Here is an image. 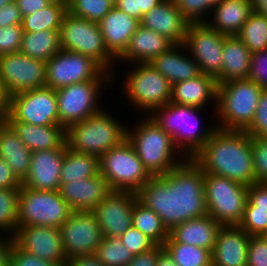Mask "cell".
Instances as JSON below:
<instances>
[{
    "mask_svg": "<svg viewBox=\"0 0 267 266\" xmlns=\"http://www.w3.org/2000/svg\"><path fill=\"white\" fill-rule=\"evenodd\" d=\"M105 69L93 58L60 49L46 62V87L58 89L67 85L97 79Z\"/></svg>",
    "mask_w": 267,
    "mask_h": 266,
    "instance_id": "cell-16",
    "label": "cell"
},
{
    "mask_svg": "<svg viewBox=\"0 0 267 266\" xmlns=\"http://www.w3.org/2000/svg\"><path fill=\"white\" fill-rule=\"evenodd\" d=\"M177 8L189 23H202L208 20L212 5L203 0H174ZM207 18V19H206Z\"/></svg>",
    "mask_w": 267,
    "mask_h": 266,
    "instance_id": "cell-43",
    "label": "cell"
},
{
    "mask_svg": "<svg viewBox=\"0 0 267 266\" xmlns=\"http://www.w3.org/2000/svg\"><path fill=\"white\" fill-rule=\"evenodd\" d=\"M32 151L22 142L14 129L0 122V157L22 183L29 174Z\"/></svg>",
    "mask_w": 267,
    "mask_h": 266,
    "instance_id": "cell-30",
    "label": "cell"
},
{
    "mask_svg": "<svg viewBox=\"0 0 267 266\" xmlns=\"http://www.w3.org/2000/svg\"><path fill=\"white\" fill-rule=\"evenodd\" d=\"M14 0H0V8L4 5H7L11 2H13Z\"/></svg>",
    "mask_w": 267,
    "mask_h": 266,
    "instance_id": "cell-63",
    "label": "cell"
},
{
    "mask_svg": "<svg viewBox=\"0 0 267 266\" xmlns=\"http://www.w3.org/2000/svg\"><path fill=\"white\" fill-rule=\"evenodd\" d=\"M252 12V0H223L212 7L206 23L226 36L237 35Z\"/></svg>",
    "mask_w": 267,
    "mask_h": 266,
    "instance_id": "cell-29",
    "label": "cell"
},
{
    "mask_svg": "<svg viewBox=\"0 0 267 266\" xmlns=\"http://www.w3.org/2000/svg\"><path fill=\"white\" fill-rule=\"evenodd\" d=\"M247 266H267V235L250 236Z\"/></svg>",
    "mask_w": 267,
    "mask_h": 266,
    "instance_id": "cell-47",
    "label": "cell"
},
{
    "mask_svg": "<svg viewBox=\"0 0 267 266\" xmlns=\"http://www.w3.org/2000/svg\"><path fill=\"white\" fill-rule=\"evenodd\" d=\"M111 0H67V10L73 16L99 23L114 7Z\"/></svg>",
    "mask_w": 267,
    "mask_h": 266,
    "instance_id": "cell-41",
    "label": "cell"
},
{
    "mask_svg": "<svg viewBox=\"0 0 267 266\" xmlns=\"http://www.w3.org/2000/svg\"><path fill=\"white\" fill-rule=\"evenodd\" d=\"M248 201L256 210L267 211V183H253L248 186Z\"/></svg>",
    "mask_w": 267,
    "mask_h": 266,
    "instance_id": "cell-52",
    "label": "cell"
},
{
    "mask_svg": "<svg viewBox=\"0 0 267 266\" xmlns=\"http://www.w3.org/2000/svg\"><path fill=\"white\" fill-rule=\"evenodd\" d=\"M59 229L66 260L95 254L103 239L99 222L92 211L72 212Z\"/></svg>",
    "mask_w": 267,
    "mask_h": 266,
    "instance_id": "cell-17",
    "label": "cell"
},
{
    "mask_svg": "<svg viewBox=\"0 0 267 266\" xmlns=\"http://www.w3.org/2000/svg\"><path fill=\"white\" fill-rule=\"evenodd\" d=\"M6 122L32 152L55 149L65 141V129L61 125L38 126L17 121Z\"/></svg>",
    "mask_w": 267,
    "mask_h": 266,
    "instance_id": "cell-31",
    "label": "cell"
},
{
    "mask_svg": "<svg viewBox=\"0 0 267 266\" xmlns=\"http://www.w3.org/2000/svg\"><path fill=\"white\" fill-rule=\"evenodd\" d=\"M100 174L99 157L93 154L78 153L68 147L60 171V184L90 178Z\"/></svg>",
    "mask_w": 267,
    "mask_h": 266,
    "instance_id": "cell-34",
    "label": "cell"
},
{
    "mask_svg": "<svg viewBox=\"0 0 267 266\" xmlns=\"http://www.w3.org/2000/svg\"><path fill=\"white\" fill-rule=\"evenodd\" d=\"M262 92L263 89L248 78L217 84L216 127L245 131L254 119Z\"/></svg>",
    "mask_w": 267,
    "mask_h": 266,
    "instance_id": "cell-5",
    "label": "cell"
},
{
    "mask_svg": "<svg viewBox=\"0 0 267 266\" xmlns=\"http://www.w3.org/2000/svg\"><path fill=\"white\" fill-rule=\"evenodd\" d=\"M5 121L38 126L60 125L55 89L45 86L8 97Z\"/></svg>",
    "mask_w": 267,
    "mask_h": 266,
    "instance_id": "cell-13",
    "label": "cell"
},
{
    "mask_svg": "<svg viewBox=\"0 0 267 266\" xmlns=\"http://www.w3.org/2000/svg\"><path fill=\"white\" fill-rule=\"evenodd\" d=\"M59 37L61 49L93 58L106 71L113 74V82H115L117 72L114 68L117 60L105 47L98 23L73 16L67 12L60 26Z\"/></svg>",
    "mask_w": 267,
    "mask_h": 266,
    "instance_id": "cell-10",
    "label": "cell"
},
{
    "mask_svg": "<svg viewBox=\"0 0 267 266\" xmlns=\"http://www.w3.org/2000/svg\"><path fill=\"white\" fill-rule=\"evenodd\" d=\"M192 160L204 173L226 177L246 186L256 183L251 136L245 131L216 128Z\"/></svg>",
    "mask_w": 267,
    "mask_h": 266,
    "instance_id": "cell-2",
    "label": "cell"
},
{
    "mask_svg": "<svg viewBox=\"0 0 267 266\" xmlns=\"http://www.w3.org/2000/svg\"><path fill=\"white\" fill-rule=\"evenodd\" d=\"M221 225L209 214L192 218L175 226L169 231L165 242H181L213 251L217 232Z\"/></svg>",
    "mask_w": 267,
    "mask_h": 266,
    "instance_id": "cell-27",
    "label": "cell"
},
{
    "mask_svg": "<svg viewBox=\"0 0 267 266\" xmlns=\"http://www.w3.org/2000/svg\"><path fill=\"white\" fill-rule=\"evenodd\" d=\"M65 266H105L99 258L93 255L72 257L66 261Z\"/></svg>",
    "mask_w": 267,
    "mask_h": 266,
    "instance_id": "cell-58",
    "label": "cell"
},
{
    "mask_svg": "<svg viewBox=\"0 0 267 266\" xmlns=\"http://www.w3.org/2000/svg\"><path fill=\"white\" fill-rule=\"evenodd\" d=\"M59 31L24 32L19 52L28 57L47 62L61 49Z\"/></svg>",
    "mask_w": 267,
    "mask_h": 266,
    "instance_id": "cell-33",
    "label": "cell"
},
{
    "mask_svg": "<svg viewBox=\"0 0 267 266\" xmlns=\"http://www.w3.org/2000/svg\"><path fill=\"white\" fill-rule=\"evenodd\" d=\"M120 239L134 255L146 252L153 248L155 244L140 230L131 226L121 236Z\"/></svg>",
    "mask_w": 267,
    "mask_h": 266,
    "instance_id": "cell-46",
    "label": "cell"
},
{
    "mask_svg": "<svg viewBox=\"0 0 267 266\" xmlns=\"http://www.w3.org/2000/svg\"><path fill=\"white\" fill-rule=\"evenodd\" d=\"M98 25L105 47L117 60L125 52L140 21L113 7Z\"/></svg>",
    "mask_w": 267,
    "mask_h": 266,
    "instance_id": "cell-24",
    "label": "cell"
},
{
    "mask_svg": "<svg viewBox=\"0 0 267 266\" xmlns=\"http://www.w3.org/2000/svg\"><path fill=\"white\" fill-rule=\"evenodd\" d=\"M161 1L163 0H116L113 4L116 9L140 21L145 13L149 12Z\"/></svg>",
    "mask_w": 267,
    "mask_h": 266,
    "instance_id": "cell-49",
    "label": "cell"
},
{
    "mask_svg": "<svg viewBox=\"0 0 267 266\" xmlns=\"http://www.w3.org/2000/svg\"><path fill=\"white\" fill-rule=\"evenodd\" d=\"M14 242V236L0 234V266H10Z\"/></svg>",
    "mask_w": 267,
    "mask_h": 266,
    "instance_id": "cell-57",
    "label": "cell"
},
{
    "mask_svg": "<svg viewBox=\"0 0 267 266\" xmlns=\"http://www.w3.org/2000/svg\"><path fill=\"white\" fill-rule=\"evenodd\" d=\"M150 64L172 85L201 74L198 64L190 56L183 43L173 44Z\"/></svg>",
    "mask_w": 267,
    "mask_h": 266,
    "instance_id": "cell-25",
    "label": "cell"
},
{
    "mask_svg": "<svg viewBox=\"0 0 267 266\" xmlns=\"http://www.w3.org/2000/svg\"><path fill=\"white\" fill-rule=\"evenodd\" d=\"M10 266H58L49 260H44L36 255L21 249L15 242L11 252Z\"/></svg>",
    "mask_w": 267,
    "mask_h": 266,
    "instance_id": "cell-51",
    "label": "cell"
},
{
    "mask_svg": "<svg viewBox=\"0 0 267 266\" xmlns=\"http://www.w3.org/2000/svg\"><path fill=\"white\" fill-rule=\"evenodd\" d=\"M111 83L114 84L113 74L105 70L97 79L56 89L60 125L66 129L104 109L103 100L99 99Z\"/></svg>",
    "mask_w": 267,
    "mask_h": 266,
    "instance_id": "cell-7",
    "label": "cell"
},
{
    "mask_svg": "<svg viewBox=\"0 0 267 266\" xmlns=\"http://www.w3.org/2000/svg\"><path fill=\"white\" fill-rule=\"evenodd\" d=\"M238 226L250 236L267 235V211L256 210L249 201Z\"/></svg>",
    "mask_w": 267,
    "mask_h": 266,
    "instance_id": "cell-42",
    "label": "cell"
},
{
    "mask_svg": "<svg viewBox=\"0 0 267 266\" xmlns=\"http://www.w3.org/2000/svg\"><path fill=\"white\" fill-rule=\"evenodd\" d=\"M137 198L162 219L168 231L208 214L204 172L189 158L164 175L152 176L137 192Z\"/></svg>",
    "mask_w": 267,
    "mask_h": 266,
    "instance_id": "cell-1",
    "label": "cell"
},
{
    "mask_svg": "<svg viewBox=\"0 0 267 266\" xmlns=\"http://www.w3.org/2000/svg\"><path fill=\"white\" fill-rule=\"evenodd\" d=\"M252 160L256 183H267V137H252Z\"/></svg>",
    "mask_w": 267,
    "mask_h": 266,
    "instance_id": "cell-44",
    "label": "cell"
},
{
    "mask_svg": "<svg viewBox=\"0 0 267 266\" xmlns=\"http://www.w3.org/2000/svg\"><path fill=\"white\" fill-rule=\"evenodd\" d=\"M251 51L236 36H225L222 60V83L234 79H247Z\"/></svg>",
    "mask_w": 267,
    "mask_h": 266,
    "instance_id": "cell-32",
    "label": "cell"
},
{
    "mask_svg": "<svg viewBox=\"0 0 267 266\" xmlns=\"http://www.w3.org/2000/svg\"><path fill=\"white\" fill-rule=\"evenodd\" d=\"M59 192L72 212L93 211L110 192L105 178L99 174L90 178L60 184Z\"/></svg>",
    "mask_w": 267,
    "mask_h": 266,
    "instance_id": "cell-23",
    "label": "cell"
},
{
    "mask_svg": "<svg viewBox=\"0 0 267 266\" xmlns=\"http://www.w3.org/2000/svg\"><path fill=\"white\" fill-rule=\"evenodd\" d=\"M172 45L165 36L140 24L131 36L125 52L117 59V64L119 61H124L125 64L150 63Z\"/></svg>",
    "mask_w": 267,
    "mask_h": 266,
    "instance_id": "cell-26",
    "label": "cell"
},
{
    "mask_svg": "<svg viewBox=\"0 0 267 266\" xmlns=\"http://www.w3.org/2000/svg\"><path fill=\"white\" fill-rule=\"evenodd\" d=\"M18 208V227L36 225L60 228L72 213L59 190H35L22 185Z\"/></svg>",
    "mask_w": 267,
    "mask_h": 266,
    "instance_id": "cell-12",
    "label": "cell"
},
{
    "mask_svg": "<svg viewBox=\"0 0 267 266\" xmlns=\"http://www.w3.org/2000/svg\"><path fill=\"white\" fill-rule=\"evenodd\" d=\"M248 79L256 82L263 90H267V50L251 54Z\"/></svg>",
    "mask_w": 267,
    "mask_h": 266,
    "instance_id": "cell-48",
    "label": "cell"
},
{
    "mask_svg": "<svg viewBox=\"0 0 267 266\" xmlns=\"http://www.w3.org/2000/svg\"><path fill=\"white\" fill-rule=\"evenodd\" d=\"M22 17L30 15L48 6L53 0H14Z\"/></svg>",
    "mask_w": 267,
    "mask_h": 266,
    "instance_id": "cell-56",
    "label": "cell"
},
{
    "mask_svg": "<svg viewBox=\"0 0 267 266\" xmlns=\"http://www.w3.org/2000/svg\"><path fill=\"white\" fill-rule=\"evenodd\" d=\"M95 255L105 266H127L134 257L120 237H103Z\"/></svg>",
    "mask_w": 267,
    "mask_h": 266,
    "instance_id": "cell-40",
    "label": "cell"
},
{
    "mask_svg": "<svg viewBox=\"0 0 267 266\" xmlns=\"http://www.w3.org/2000/svg\"><path fill=\"white\" fill-rule=\"evenodd\" d=\"M100 174L112 191L137 193L152 177L126 138L99 157Z\"/></svg>",
    "mask_w": 267,
    "mask_h": 266,
    "instance_id": "cell-9",
    "label": "cell"
},
{
    "mask_svg": "<svg viewBox=\"0 0 267 266\" xmlns=\"http://www.w3.org/2000/svg\"><path fill=\"white\" fill-rule=\"evenodd\" d=\"M245 132L252 137H267V90H263L254 119Z\"/></svg>",
    "mask_w": 267,
    "mask_h": 266,
    "instance_id": "cell-50",
    "label": "cell"
},
{
    "mask_svg": "<svg viewBox=\"0 0 267 266\" xmlns=\"http://www.w3.org/2000/svg\"><path fill=\"white\" fill-rule=\"evenodd\" d=\"M226 35L206 22L189 23L183 42L190 56L199 66L200 73L222 83L223 46Z\"/></svg>",
    "mask_w": 267,
    "mask_h": 266,
    "instance_id": "cell-14",
    "label": "cell"
},
{
    "mask_svg": "<svg viewBox=\"0 0 267 266\" xmlns=\"http://www.w3.org/2000/svg\"><path fill=\"white\" fill-rule=\"evenodd\" d=\"M7 104L8 98L5 95L0 83V122L4 121L5 116L7 115Z\"/></svg>",
    "mask_w": 267,
    "mask_h": 266,
    "instance_id": "cell-59",
    "label": "cell"
},
{
    "mask_svg": "<svg viewBox=\"0 0 267 266\" xmlns=\"http://www.w3.org/2000/svg\"><path fill=\"white\" fill-rule=\"evenodd\" d=\"M20 188L0 189V234L14 236L18 227Z\"/></svg>",
    "mask_w": 267,
    "mask_h": 266,
    "instance_id": "cell-39",
    "label": "cell"
},
{
    "mask_svg": "<svg viewBox=\"0 0 267 266\" xmlns=\"http://www.w3.org/2000/svg\"><path fill=\"white\" fill-rule=\"evenodd\" d=\"M132 226L145 234L155 245L163 246L169 237V231L162 219L152 210L135 200L132 211Z\"/></svg>",
    "mask_w": 267,
    "mask_h": 266,
    "instance_id": "cell-36",
    "label": "cell"
},
{
    "mask_svg": "<svg viewBox=\"0 0 267 266\" xmlns=\"http://www.w3.org/2000/svg\"><path fill=\"white\" fill-rule=\"evenodd\" d=\"M22 23V15L15 1L0 8V27L19 25Z\"/></svg>",
    "mask_w": 267,
    "mask_h": 266,
    "instance_id": "cell-53",
    "label": "cell"
},
{
    "mask_svg": "<svg viewBox=\"0 0 267 266\" xmlns=\"http://www.w3.org/2000/svg\"><path fill=\"white\" fill-rule=\"evenodd\" d=\"M217 82L208 75L200 74L195 78L172 85L171 101L178 105L205 108L213 104L216 110Z\"/></svg>",
    "mask_w": 267,
    "mask_h": 266,
    "instance_id": "cell-28",
    "label": "cell"
},
{
    "mask_svg": "<svg viewBox=\"0 0 267 266\" xmlns=\"http://www.w3.org/2000/svg\"><path fill=\"white\" fill-rule=\"evenodd\" d=\"M23 34L21 24L0 27V56L19 52Z\"/></svg>",
    "mask_w": 267,
    "mask_h": 266,
    "instance_id": "cell-45",
    "label": "cell"
},
{
    "mask_svg": "<svg viewBox=\"0 0 267 266\" xmlns=\"http://www.w3.org/2000/svg\"><path fill=\"white\" fill-rule=\"evenodd\" d=\"M15 243L37 257L65 266L66 256L62 246L60 229L50 226L26 225L17 227Z\"/></svg>",
    "mask_w": 267,
    "mask_h": 266,
    "instance_id": "cell-19",
    "label": "cell"
},
{
    "mask_svg": "<svg viewBox=\"0 0 267 266\" xmlns=\"http://www.w3.org/2000/svg\"><path fill=\"white\" fill-rule=\"evenodd\" d=\"M163 251V246L155 245L146 252L134 255L127 266H156L158 257Z\"/></svg>",
    "mask_w": 267,
    "mask_h": 266,
    "instance_id": "cell-54",
    "label": "cell"
},
{
    "mask_svg": "<svg viewBox=\"0 0 267 266\" xmlns=\"http://www.w3.org/2000/svg\"><path fill=\"white\" fill-rule=\"evenodd\" d=\"M131 70L127 71L125 80H121L122 93L129 106L135 112L149 115L154 109L162 107L171 101L172 84L163 77L150 63L129 64Z\"/></svg>",
    "mask_w": 267,
    "mask_h": 266,
    "instance_id": "cell-8",
    "label": "cell"
},
{
    "mask_svg": "<svg viewBox=\"0 0 267 266\" xmlns=\"http://www.w3.org/2000/svg\"><path fill=\"white\" fill-rule=\"evenodd\" d=\"M0 83L8 97L46 86V62L20 52L0 56Z\"/></svg>",
    "mask_w": 267,
    "mask_h": 266,
    "instance_id": "cell-15",
    "label": "cell"
},
{
    "mask_svg": "<svg viewBox=\"0 0 267 266\" xmlns=\"http://www.w3.org/2000/svg\"><path fill=\"white\" fill-rule=\"evenodd\" d=\"M66 148L64 141L58 148L32 152L29 174L22 186L35 190H59L60 171Z\"/></svg>",
    "mask_w": 267,
    "mask_h": 266,
    "instance_id": "cell-20",
    "label": "cell"
},
{
    "mask_svg": "<svg viewBox=\"0 0 267 266\" xmlns=\"http://www.w3.org/2000/svg\"><path fill=\"white\" fill-rule=\"evenodd\" d=\"M137 193L112 191L93 209L103 237H120L132 226V211Z\"/></svg>",
    "mask_w": 267,
    "mask_h": 266,
    "instance_id": "cell-18",
    "label": "cell"
},
{
    "mask_svg": "<svg viewBox=\"0 0 267 266\" xmlns=\"http://www.w3.org/2000/svg\"><path fill=\"white\" fill-rule=\"evenodd\" d=\"M208 1L212 6L220 4L223 0H203Z\"/></svg>",
    "mask_w": 267,
    "mask_h": 266,
    "instance_id": "cell-62",
    "label": "cell"
},
{
    "mask_svg": "<svg viewBox=\"0 0 267 266\" xmlns=\"http://www.w3.org/2000/svg\"><path fill=\"white\" fill-rule=\"evenodd\" d=\"M204 108L169 102L154 109L149 115L172 137L176 148L185 158L192 159L210 139L216 124L200 126ZM206 127V128H205Z\"/></svg>",
    "mask_w": 267,
    "mask_h": 266,
    "instance_id": "cell-3",
    "label": "cell"
},
{
    "mask_svg": "<svg viewBox=\"0 0 267 266\" xmlns=\"http://www.w3.org/2000/svg\"><path fill=\"white\" fill-rule=\"evenodd\" d=\"M22 183L12 173L8 164L0 157V189L20 188Z\"/></svg>",
    "mask_w": 267,
    "mask_h": 266,
    "instance_id": "cell-55",
    "label": "cell"
},
{
    "mask_svg": "<svg viewBox=\"0 0 267 266\" xmlns=\"http://www.w3.org/2000/svg\"><path fill=\"white\" fill-rule=\"evenodd\" d=\"M67 12V0H53L39 11L22 17V29L24 32L60 30Z\"/></svg>",
    "mask_w": 267,
    "mask_h": 266,
    "instance_id": "cell-35",
    "label": "cell"
},
{
    "mask_svg": "<svg viewBox=\"0 0 267 266\" xmlns=\"http://www.w3.org/2000/svg\"><path fill=\"white\" fill-rule=\"evenodd\" d=\"M249 238L238 225L221 226L211 253L212 266H247Z\"/></svg>",
    "mask_w": 267,
    "mask_h": 266,
    "instance_id": "cell-22",
    "label": "cell"
},
{
    "mask_svg": "<svg viewBox=\"0 0 267 266\" xmlns=\"http://www.w3.org/2000/svg\"><path fill=\"white\" fill-rule=\"evenodd\" d=\"M106 110L102 109L95 115L68 126L65 129L67 147L78 153L100 157L122 143L127 138V126Z\"/></svg>",
    "mask_w": 267,
    "mask_h": 266,
    "instance_id": "cell-6",
    "label": "cell"
},
{
    "mask_svg": "<svg viewBox=\"0 0 267 266\" xmlns=\"http://www.w3.org/2000/svg\"><path fill=\"white\" fill-rule=\"evenodd\" d=\"M236 36L251 53L267 50V17L253 11Z\"/></svg>",
    "mask_w": 267,
    "mask_h": 266,
    "instance_id": "cell-38",
    "label": "cell"
},
{
    "mask_svg": "<svg viewBox=\"0 0 267 266\" xmlns=\"http://www.w3.org/2000/svg\"><path fill=\"white\" fill-rule=\"evenodd\" d=\"M204 187L208 214L221 226L238 225L248 201V186L204 173Z\"/></svg>",
    "mask_w": 267,
    "mask_h": 266,
    "instance_id": "cell-11",
    "label": "cell"
},
{
    "mask_svg": "<svg viewBox=\"0 0 267 266\" xmlns=\"http://www.w3.org/2000/svg\"><path fill=\"white\" fill-rule=\"evenodd\" d=\"M144 116L133 128L127 127V139L151 176L164 175L186 158L176 148L172 137L150 115Z\"/></svg>",
    "mask_w": 267,
    "mask_h": 266,
    "instance_id": "cell-4",
    "label": "cell"
},
{
    "mask_svg": "<svg viewBox=\"0 0 267 266\" xmlns=\"http://www.w3.org/2000/svg\"><path fill=\"white\" fill-rule=\"evenodd\" d=\"M164 250L178 266H212L209 250L181 242H165Z\"/></svg>",
    "mask_w": 267,
    "mask_h": 266,
    "instance_id": "cell-37",
    "label": "cell"
},
{
    "mask_svg": "<svg viewBox=\"0 0 267 266\" xmlns=\"http://www.w3.org/2000/svg\"><path fill=\"white\" fill-rule=\"evenodd\" d=\"M253 11L267 17V0H252Z\"/></svg>",
    "mask_w": 267,
    "mask_h": 266,
    "instance_id": "cell-60",
    "label": "cell"
},
{
    "mask_svg": "<svg viewBox=\"0 0 267 266\" xmlns=\"http://www.w3.org/2000/svg\"><path fill=\"white\" fill-rule=\"evenodd\" d=\"M145 28L165 36L173 44L184 42L189 22L183 17L174 0H163L140 20Z\"/></svg>",
    "mask_w": 267,
    "mask_h": 266,
    "instance_id": "cell-21",
    "label": "cell"
},
{
    "mask_svg": "<svg viewBox=\"0 0 267 266\" xmlns=\"http://www.w3.org/2000/svg\"><path fill=\"white\" fill-rule=\"evenodd\" d=\"M156 266H178L164 250L158 257Z\"/></svg>",
    "mask_w": 267,
    "mask_h": 266,
    "instance_id": "cell-61",
    "label": "cell"
}]
</instances>
